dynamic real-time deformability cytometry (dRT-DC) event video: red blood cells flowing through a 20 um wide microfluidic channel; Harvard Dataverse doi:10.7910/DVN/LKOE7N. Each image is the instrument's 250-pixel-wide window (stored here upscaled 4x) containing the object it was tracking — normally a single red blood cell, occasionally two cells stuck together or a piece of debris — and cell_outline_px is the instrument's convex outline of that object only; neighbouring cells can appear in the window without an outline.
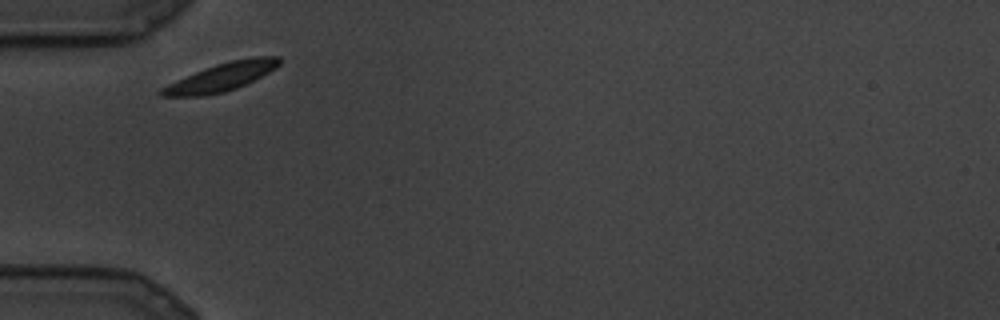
{"species": "common noctule bat (a hibernating species)", "species_latin": "Nyctalus noctula", "temperature_condition": "cold", "stored_images_in_passage": 13, "camera_frame_rate_fps": 3000, "um_per_image_px": 0.085, "animal": {"sex": "male", "body_mass_g": 19.5, "forearm_length_mm": 54.6}, "frame": {"image": 1, "passage_image": 1, "time_ms": 0.0, "image_size_px": [1000, 320], "cell_outline_px": [[280, 64], [268, 72], [236, 88], [224, 92], [204, 96], [160, 96], [156, 92], [160, 88], [176, 80], [204, 68], [216, 64], [232, 60], [252, 56], [280, 56]], "centroid_in_image_um": [18.76, 6.55], "position_along_channel_um": 66.2, "area_um2": 19.13}}